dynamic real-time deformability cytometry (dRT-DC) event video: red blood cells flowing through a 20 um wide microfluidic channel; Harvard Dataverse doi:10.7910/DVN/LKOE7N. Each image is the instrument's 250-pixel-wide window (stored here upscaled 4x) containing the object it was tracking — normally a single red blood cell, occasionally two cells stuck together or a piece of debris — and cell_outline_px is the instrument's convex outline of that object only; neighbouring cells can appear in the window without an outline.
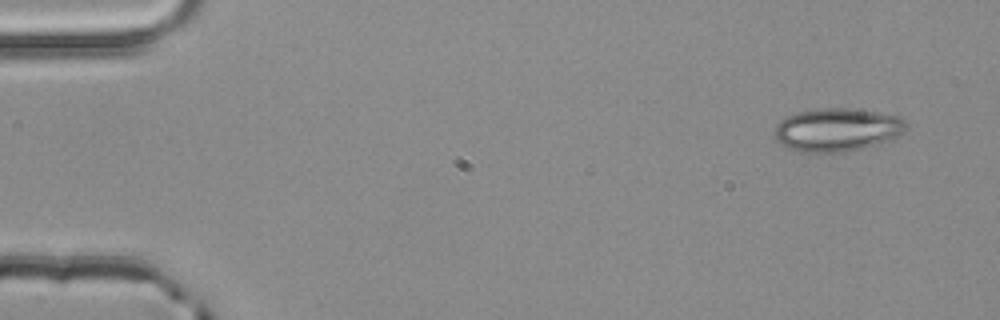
{"species": "common noctule bat (a hibernating species)", "species_latin": "Nyctalus noctula", "temperature_condition": "room temperature", "stored_images_in_passage": 4, "camera_frame_rate_fps": 3000, "um_per_image_px": 0.085, "animal": {"sex": "male", "body_mass_g": 20.4}, "frame": {"image": 1, "passage_image": 1, "time_ms": 0.0, "image_size_px": [1000, 320], "cell_outline_px": [[908, 128], [904, 132], [880, 144], [844, 152], [800, 152], [788, 148], [780, 144], [776, 140], [776, 124], [780, 120], [796, 112], [820, 108], [844, 108], [876, 112], [900, 116], [908, 124]], "centroid_in_image_um": [71.16, 11.03], "position_along_channel_um": 13.8, "area_um2": 33.18}}